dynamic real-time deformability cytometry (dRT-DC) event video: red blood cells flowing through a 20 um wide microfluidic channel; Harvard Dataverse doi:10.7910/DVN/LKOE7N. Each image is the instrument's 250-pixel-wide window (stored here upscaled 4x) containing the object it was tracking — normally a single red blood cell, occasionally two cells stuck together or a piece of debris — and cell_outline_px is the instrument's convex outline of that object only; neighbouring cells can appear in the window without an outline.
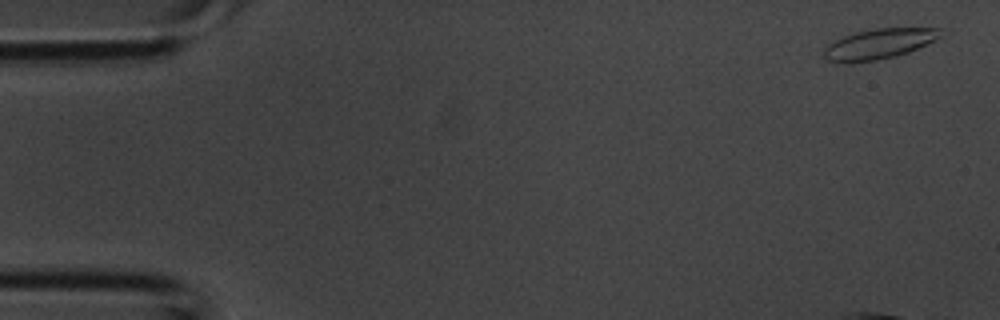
{"species": "common noctule bat (a hibernating species)", "species_latin": "Nyctalus noctula", "temperature_condition": "room temperature", "stored_images_in_passage": 4, "segment_of_instrument_passage": [2, 2], "camera_frame_rate_fps": 3000, "um_per_image_px": 0.085, "animal": {"sex": "male", "body_mass_g": 20.1, "forearm_length_mm": 53.5}, "frame": {"image": 1, "passage_image": 4, "time_ms": 1.0, "image_size_px": [1000, 320], "cell_outline_px": [[940, 36], [908, 52], [896, 56], [876, 60], [828, 60], [824, 56], [824, 48], [836, 40], [844, 36], [856, 32], [876, 28], [940, 28]], "centroid_in_image_um": [74.73, 3.69], "position_along_channel_um": 10.3, "area_um2": 19.48}}